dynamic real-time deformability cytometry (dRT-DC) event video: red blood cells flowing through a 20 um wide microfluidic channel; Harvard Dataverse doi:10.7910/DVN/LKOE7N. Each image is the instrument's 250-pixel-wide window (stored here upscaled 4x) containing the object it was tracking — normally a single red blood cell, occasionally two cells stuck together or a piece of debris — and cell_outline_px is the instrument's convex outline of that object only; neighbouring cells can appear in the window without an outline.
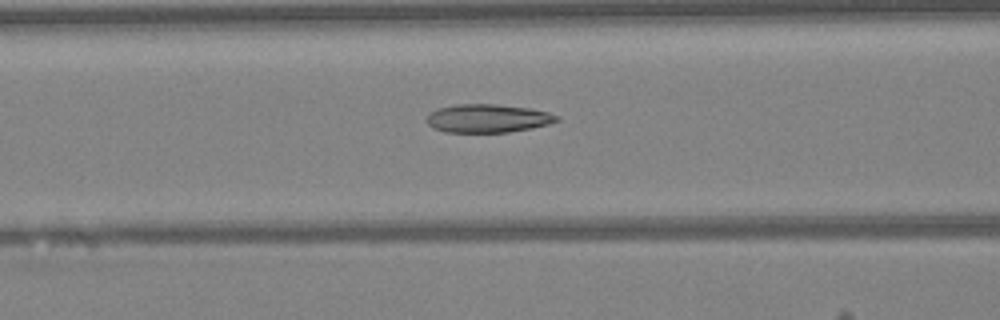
{"species": "Egyptian fruit bat (a non-hibernating species)", "species_latin": "Rousettus aegyptiacus", "temperature_condition": "warm", "stored_images_in_passage": 34, "camera_frame_rate_fps": 3000, "um_per_image_px": 0.085, "animal": {"sex": "female"}, "frame": {"image": 1, "passage_image": 6, "time_ms": 1.667, "image_size_px": [1000, 320], "cell_outline_px": [[560, 120], [548, 124], [532, 128], [508, 132], [444, 132], [432, 128], [424, 120], [432, 112], [440, 108], [456, 104], [496, 104], [528, 108], [548, 112], [560, 116]], "centroid_in_image_um": [41.46, 10.06], "position_along_channel_um": 125.1, "area_um2": 21.5}}
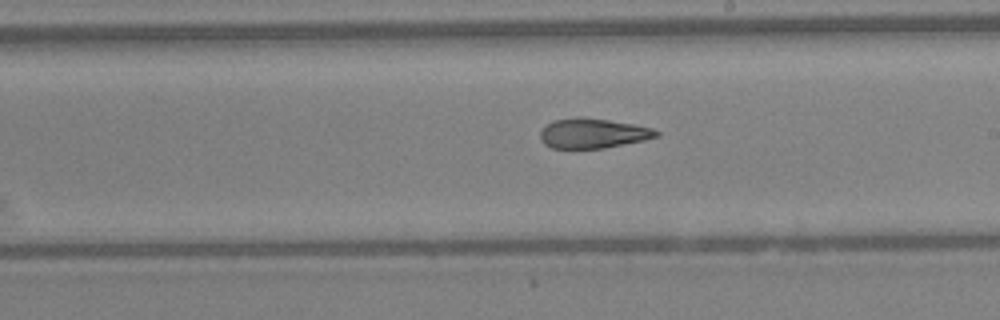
{"frame": {"image": 2, "passage_image": 14, "time_ms": 4.333, "image_size_px": [1000, 320], "cell_outline_px": [[660, 136], [644, 140], [604, 148], [552, 148], [544, 144], [540, 140], [540, 132], [544, 124], [552, 120], [584, 116], [636, 124], [652, 128], [660, 132]], "centroid_in_image_um": [50.38, 11.31], "position_along_channel_um": 238.6, "area_um2": 20.52}}
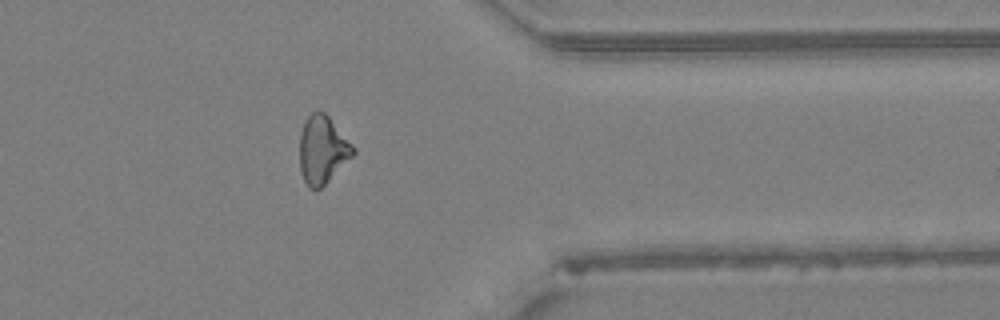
{"frame": {"image": 3, "passage_image": 25, "time_ms": 8.0, "image_size_px": [1000, 320], "cell_outline_px": [[356, 152], [320, 188], [308, 188], [304, 180], [300, 168], [300, 136], [304, 124], [308, 116], [312, 112], [324, 112], [328, 116], [356, 148]], "centroid_in_image_um": [27.41, 12.72], "position_along_channel_um": 384.0, "area_um2": 20.63}, "authors_computed_cell_mechanics": {"area_um2": 21.0103, "velocity_mm_per_s": 4.2712, "shape_relaxation_time_tau1_ms": null, "shape_relaxation_time_tau2_ms": 3.6248, "deformation_change_tau1": null, "deformation_change_tau2": 0.1154}}